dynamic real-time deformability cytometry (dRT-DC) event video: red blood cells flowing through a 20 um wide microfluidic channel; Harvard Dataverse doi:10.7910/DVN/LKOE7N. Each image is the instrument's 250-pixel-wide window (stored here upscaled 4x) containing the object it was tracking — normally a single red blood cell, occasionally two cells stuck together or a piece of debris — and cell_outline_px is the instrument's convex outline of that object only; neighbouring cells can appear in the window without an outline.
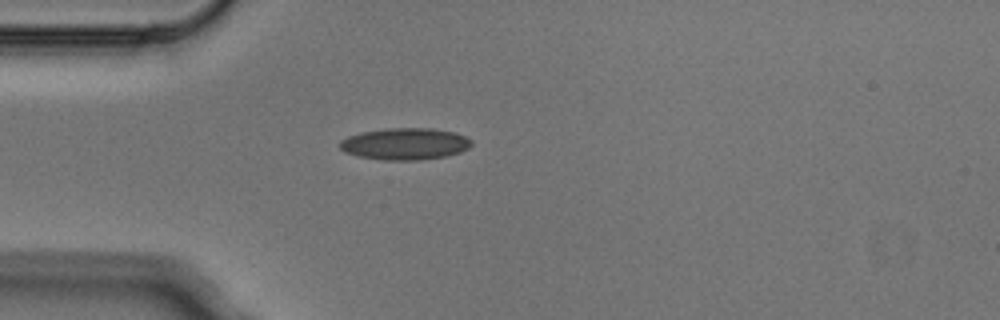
{"species": "Egyptian fruit bat (a non-hibernating species)", "species_latin": "Rousettus aegyptiacus", "temperature_condition": "cold", "stored_images_in_passage": 1, "camera_frame_rate_fps": 3000, "um_per_image_px": 0.085, "animal": {"sex": "male"}, "frame": {"image": 1, "passage_image": 1, "time_ms": 0.0, "image_size_px": [1000, 320], "cell_outline_px": [[472, 144], [468, 148], [460, 152], [444, 156], [416, 160], [384, 160], [356, 156], [344, 152], [340, 148], [340, 140], [348, 136], [360, 132], [384, 128], [432, 128], [456, 132], [472, 140]], "centroid_in_image_um": [34.4, 12.22], "position_along_channel_um": 50.6, "area_um2": 24.51}}